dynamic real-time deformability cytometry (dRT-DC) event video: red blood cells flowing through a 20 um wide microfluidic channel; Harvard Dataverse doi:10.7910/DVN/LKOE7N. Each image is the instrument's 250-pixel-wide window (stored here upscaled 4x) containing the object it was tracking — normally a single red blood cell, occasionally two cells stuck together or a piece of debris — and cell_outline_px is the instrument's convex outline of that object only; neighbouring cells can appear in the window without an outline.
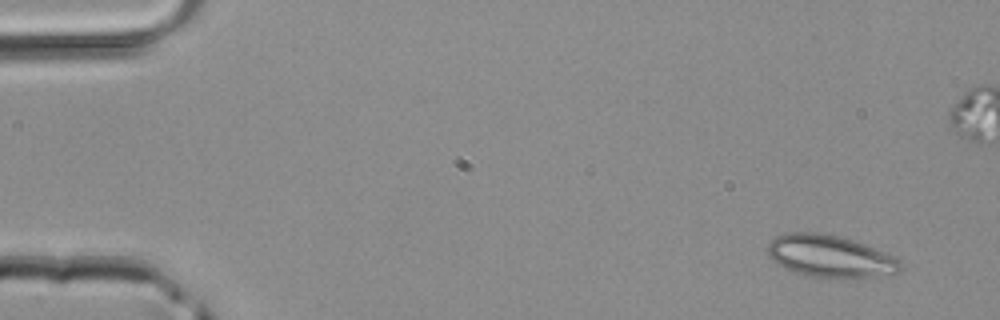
{"species": "common noctule bat (a hibernating species)", "species_latin": "Nyctalus noctula", "temperature_condition": "room temperature", "stored_images_in_passage": 5, "camera_frame_rate_fps": 3000, "um_per_image_px": 0.085, "animal": {"sex": "male", "body_mass_g": 20.4}, "frame": {"image": 1, "passage_image": 1, "time_ms": 0.0, "image_size_px": [1000, 320], "cell_outline_px": [[904, 268], [900, 272], [876, 276], [844, 280], [808, 276], [784, 268], [772, 260], [768, 256], [768, 244], [776, 236], [784, 232], [820, 232], [840, 236], [864, 244], [884, 252], [900, 260]], "centroid_in_image_um": [70.56, 21.8], "position_along_channel_um": 14.4, "area_um2": 33.18}}